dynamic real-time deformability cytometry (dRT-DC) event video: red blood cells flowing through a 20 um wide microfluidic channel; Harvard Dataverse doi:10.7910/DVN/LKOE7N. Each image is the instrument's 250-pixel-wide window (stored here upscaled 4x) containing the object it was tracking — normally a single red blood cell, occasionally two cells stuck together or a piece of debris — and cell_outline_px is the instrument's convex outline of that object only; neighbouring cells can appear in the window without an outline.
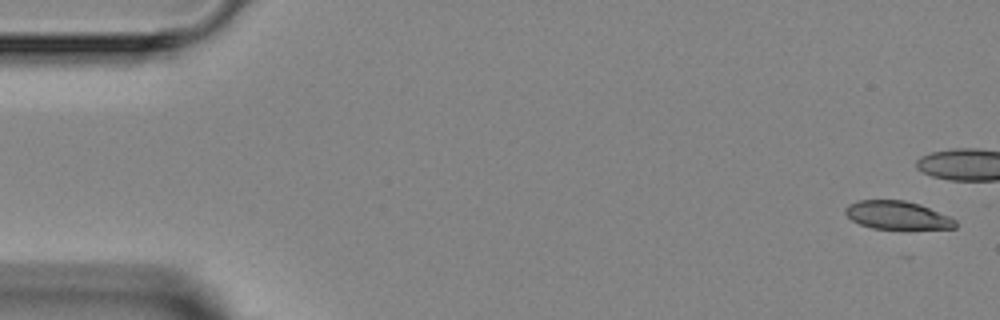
{"species": "Egyptian fruit bat (a non-hibernating species)", "species_latin": "Rousettus aegyptiacus", "temperature_condition": "room temperature", "stored_images_in_passage": 4, "camera_frame_rate_fps": 3000, "um_per_image_px": 0.085, "animal": {"sex": "female"}, "frame": {"image": 1, "passage_image": 1, "time_ms": 0.0, "image_size_px": [1000, 320], "cell_outline_px": [[956, 228], [872, 228], [860, 224], [852, 220], [844, 212], [844, 208], [848, 204], [856, 200], [904, 200], [920, 204], [948, 216], [956, 220]], "centroid_in_image_um": [76.22, 18.27], "position_along_channel_um": 8.8, "area_um2": 17.86}}